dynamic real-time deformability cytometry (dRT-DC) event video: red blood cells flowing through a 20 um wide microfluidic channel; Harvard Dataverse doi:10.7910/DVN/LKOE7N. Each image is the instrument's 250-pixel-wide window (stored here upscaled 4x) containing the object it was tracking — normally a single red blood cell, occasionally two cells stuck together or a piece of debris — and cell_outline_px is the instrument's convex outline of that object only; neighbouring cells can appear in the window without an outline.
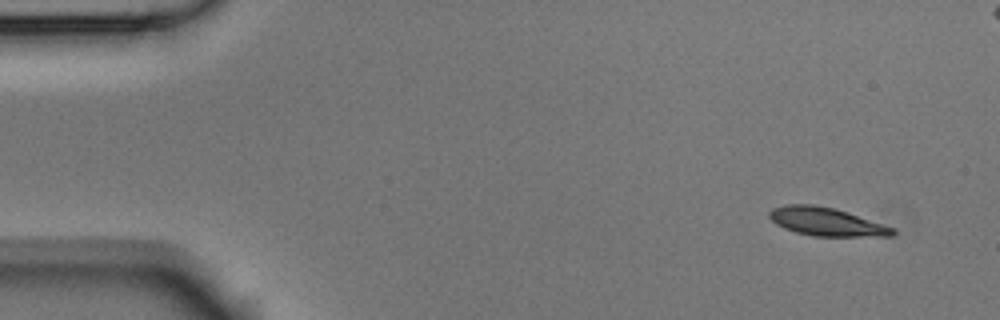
{"species": "Egyptian fruit bat (a non-hibernating species)", "species_latin": "Rousettus aegyptiacus", "temperature_condition": "room temperature", "stored_images_in_passage": 5, "camera_frame_rate_fps": 3000, "um_per_image_px": 0.085, "animal": {"sex": "male"}, "frame": {"image": 1, "passage_image": 1, "time_ms": 0.0, "image_size_px": [1000, 320], "cell_outline_px": [[896, 232], [892, 236], [812, 236], [796, 232], [784, 228], [776, 224], [768, 216], [768, 212], [772, 208], [784, 204], [812, 204], [836, 208], [896, 228]], "centroid_in_image_um": [70.24, 18.84], "position_along_channel_um": 14.8, "area_um2": 20.52}}